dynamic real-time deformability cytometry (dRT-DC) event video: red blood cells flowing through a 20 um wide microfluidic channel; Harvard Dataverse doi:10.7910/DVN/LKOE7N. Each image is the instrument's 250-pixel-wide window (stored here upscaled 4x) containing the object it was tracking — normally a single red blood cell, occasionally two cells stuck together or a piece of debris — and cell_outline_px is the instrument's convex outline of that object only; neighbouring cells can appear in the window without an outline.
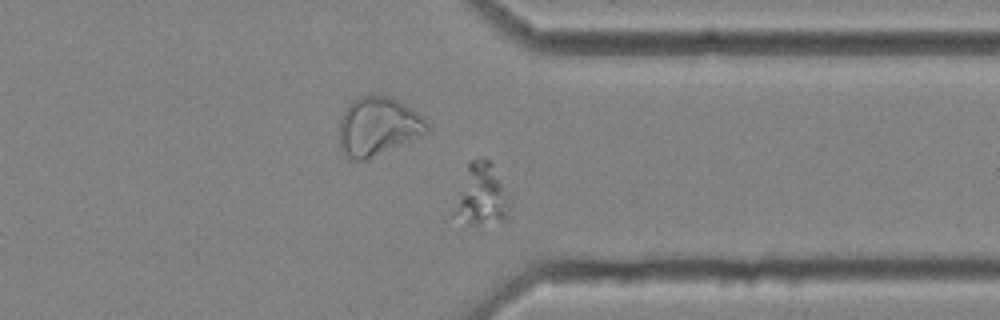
{"species": "common noctule bat (a hibernating species)", "species_latin": "Nyctalus noctula", "temperature_condition": "cold", "stored_images_in_passage": 47, "camera_frame_rate_fps": 3000, "um_per_image_px": 0.085, "animal": {"sex": "female", "body_mass_g": 25.1}, "frame": {"image": 1, "passage_image": 34, "time_ms": 11.0, "image_size_px": [1000, 320], "cell_outline_px": [[508, 216], [504, 220], [480, 224], [472, 224], [468, 220], [460, 208], [460, 200], [468, 160], [488, 160], [492, 164], [500, 184], [508, 212]], "centroid_in_image_um": [41.01, 16.5], "position_along_channel_um": 370.4, "area_um2": 16.82}}
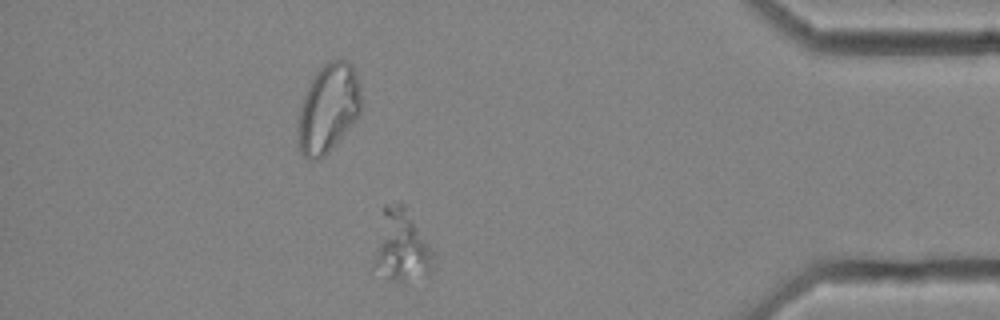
{"frame": {"image": 2, "passage_image": 40, "time_ms": 13.0, "image_size_px": [1000, 320], "cell_outline_px": [[436, 268], [432, 276], [404, 280], [392, 280], [368, 272], [384, 204], [400, 200], [408, 204], [432, 252]], "centroid_in_image_um": [34.07, 20.91], "position_along_channel_um": 401.1, "area_um2": 26.65}}